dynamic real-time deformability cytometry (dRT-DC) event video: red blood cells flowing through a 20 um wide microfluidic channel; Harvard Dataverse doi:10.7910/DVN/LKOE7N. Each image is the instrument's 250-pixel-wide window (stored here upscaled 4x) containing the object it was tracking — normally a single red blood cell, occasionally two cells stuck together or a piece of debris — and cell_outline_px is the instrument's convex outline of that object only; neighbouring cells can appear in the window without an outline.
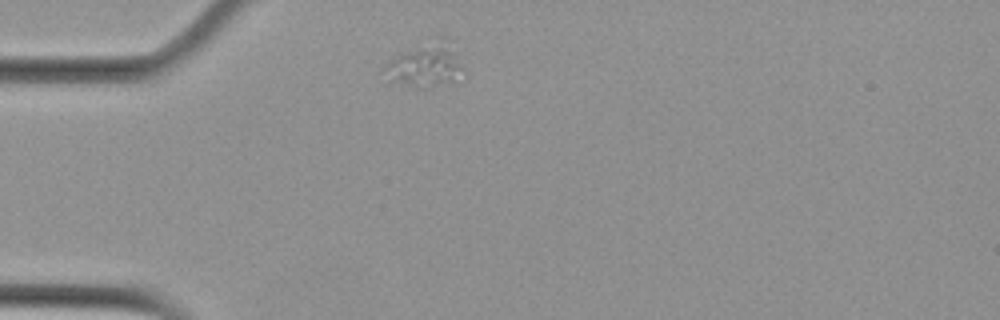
{"species": "Egyptian fruit bat (a non-hibernating species)", "species_latin": "Rousettus aegyptiacus", "temperature_condition": "cold", "stored_images_in_passage": 2, "camera_frame_rate_fps": 3000, "um_per_image_px": 0.085, "animal": {"sex": "female"}, "frame": {"image": 1, "passage_image": 1, "time_ms": 0.0, "image_size_px": [1000, 320], "cell_outline_px": [[464, 80], [432, 88], [416, 88], [384, 84], [380, 72], [380, 68], [388, 60], [436, 36], [444, 36], [464, 68]], "centroid_in_image_um": [36.07, 5.62], "position_along_channel_um": 48.9, "area_um2": 21.79}}